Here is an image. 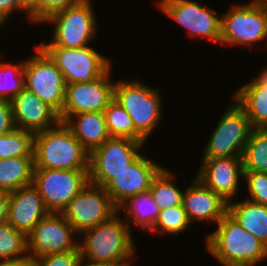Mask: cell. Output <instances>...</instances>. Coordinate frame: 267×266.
<instances>
[{"label":"cell","mask_w":267,"mask_h":266,"mask_svg":"<svg viewBox=\"0 0 267 266\" xmlns=\"http://www.w3.org/2000/svg\"><path fill=\"white\" fill-rule=\"evenodd\" d=\"M122 217L117 211L108 220L79 235L81 262L134 261L137 245L130 226Z\"/></svg>","instance_id":"cell-1"},{"label":"cell","mask_w":267,"mask_h":266,"mask_svg":"<svg viewBox=\"0 0 267 266\" xmlns=\"http://www.w3.org/2000/svg\"><path fill=\"white\" fill-rule=\"evenodd\" d=\"M206 236L204 248L221 266H256L267 259V247L228 213Z\"/></svg>","instance_id":"cell-2"},{"label":"cell","mask_w":267,"mask_h":266,"mask_svg":"<svg viewBox=\"0 0 267 266\" xmlns=\"http://www.w3.org/2000/svg\"><path fill=\"white\" fill-rule=\"evenodd\" d=\"M88 160L89 153L64 122L34 135V168L88 170Z\"/></svg>","instance_id":"cell-3"},{"label":"cell","mask_w":267,"mask_h":266,"mask_svg":"<svg viewBox=\"0 0 267 266\" xmlns=\"http://www.w3.org/2000/svg\"><path fill=\"white\" fill-rule=\"evenodd\" d=\"M163 94L139 79L115 80L114 100L130 115L135 130L146 140L163 119Z\"/></svg>","instance_id":"cell-4"},{"label":"cell","mask_w":267,"mask_h":266,"mask_svg":"<svg viewBox=\"0 0 267 266\" xmlns=\"http://www.w3.org/2000/svg\"><path fill=\"white\" fill-rule=\"evenodd\" d=\"M92 0H83L48 17L43 23L53 25L50 41L38 45L81 48L90 46L97 39L98 23Z\"/></svg>","instance_id":"cell-5"},{"label":"cell","mask_w":267,"mask_h":266,"mask_svg":"<svg viewBox=\"0 0 267 266\" xmlns=\"http://www.w3.org/2000/svg\"><path fill=\"white\" fill-rule=\"evenodd\" d=\"M257 43L267 49V10L263 4L248 1L230 5L221 15L220 45L252 50Z\"/></svg>","instance_id":"cell-6"},{"label":"cell","mask_w":267,"mask_h":266,"mask_svg":"<svg viewBox=\"0 0 267 266\" xmlns=\"http://www.w3.org/2000/svg\"><path fill=\"white\" fill-rule=\"evenodd\" d=\"M227 109L209 134L202 158L242 157L253 127L245 110L230 98Z\"/></svg>","instance_id":"cell-7"},{"label":"cell","mask_w":267,"mask_h":266,"mask_svg":"<svg viewBox=\"0 0 267 266\" xmlns=\"http://www.w3.org/2000/svg\"><path fill=\"white\" fill-rule=\"evenodd\" d=\"M159 8L167 18L185 29L188 37L208 40L220 45L221 15L196 0H159Z\"/></svg>","instance_id":"cell-8"},{"label":"cell","mask_w":267,"mask_h":266,"mask_svg":"<svg viewBox=\"0 0 267 266\" xmlns=\"http://www.w3.org/2000/svg\"><path fill=\"white\" fill-rule=\"evenodd\" d=\"M61 71L65 84L90 83L104 75L111 67V60L94 47L81 48L39 45Z\"/></svg>","instance_id":"cell-9"},{"label":"cell","mask_w":267,"mask_h":266,"mask_svg":"<svg viewBox=\"0 0 267 266\" xmlns=\"http://www.w3.org/2000/svg\"><path fill=\"white\" fill-rule=\"evenodd\" d=\"M33 51L31 57L24 58V86L60 115L65 100L63 75L38 44Z\"/></svg>","instance_id":"cell-10"},{"label":"cell","mask_w":267,"mask_h":266,"mask_svg":"<svg viewBox=\"0 0 267 266\" xmlns=\"http://www.w3.org/2000/svg\"><path fill=\"white\" fill-rule=\"evenodd\" d=\"M145 144L128 138H108L89 153V182L104 187L141 154Z\"/></svg>","instance_id":"cell-11"},{"label":"cell","mask_w":267,"mask_h":266,"mask_svg":"<svg viewBox=\"0 0 267 266\" xmlns=\"http://www.w3.org/2000/svg\"><path fill=\"white\" fill-rule=\"evenodd\" d=\"M88 181V170L34 168L32 184L49 212L62 213Z\"/></svg>","instance_id":"cell-12"},{"label":"cell","mask_w":267,"mask_h":266,"mask_svg":"<svg viewBox=\"0 0 267 266\" xmlns=\"http://www.w3.org/2000/svg\"><path fill=\"white\" fill-rule=\"evenodd\" d=\"M27 248L33 259L51 253L79 251V234L62 213L49 212L27 235Z\"/></svg>","instance_id":"cell-13"},{"label":"cell","mask_w":267,"mask_h":266,"mask_svg":"<svg viewBox=\"0 0 267 266\" xmlns=\"http://www.w3.org/2000/svg\"><path fill=\"white\" fill-rule=\"evenodd\" d=\"M117 209L104 187L88 181L62 214L80 235L83 231L108 220Z\"/></svg>","instance_id":"cell-14"},{"label":"cell","mask_w":267,"mask_h":266,"mask_svg":"<svg viewBox=\"0 0 267 266\" xmlns=\"http://www.w3.org/2000/svg\"><path fill=\"white\" fill-rule=\"evenodd\" d=\"M112 67L101 77L90 83H73L65 86L63 122L69 115L86 112H104L114 100L115 81L111 79Z\"/></svg>","instance_id":"cell-15"},{"label":"cell","mask_w":267,"mask_h":266,"mask_svg":"<svg viewBox=\"0 0 267 266\" xmlns=\"http://www.w3.org/2000/svg\"><path fill=\"white\" fill-rule=\"evenodd\" d=\"M196 176L226 202L236 200L244 180L242 157L202 158Z\"/></svg>","instance_id":"cell-16"},{"label":"cell","mask_w":267,"mask_h":266,"mask_svg":"<svg viewBox=\"0 0 267 266\" xmlns=\"http://www.w3.org/2000/svg\"><path fill=\"white\" fill-rule=\"evenodd\" d=\"M163 167L141 153L126 169L116 174L104 189L118 208L129 197L148 191L153 178Z\"/></svg>","instance_id":"cell-17"},{"label":"cell","mask_w":267,"mask_h":266,"mask_svg":"<svg viewBox=\"0 0 267 266\" xmlns=\"http://www.w3.org/2000/svg\"><path fill=\"white\" fill-rule=\"evenodd\" d=\"M10 102L17 129L35 134L61 122L59 114L51 106L25 87Z\"/></svg>","instance_id":"cell-18"},{"label":"cell","mask_w":267,"mask_h":266,"mask_svg":"<svg viewBox=\"0 0 267 266\" xmlns=\"http://www.w3.org/2000/svg\"><path fill=\"white\" fill-rule=\"evenodd\" d=\"M182 205L191 224L208 222L216 225L228 212V202L194 177L183 194Z\"/></svg>","instance_id":"cell-19"},{"label":"cell","mask_w":267,"mask_h":266,"mask_svg":"<svg viewBox=\"0 0 267 266\" xmlns=\"http://www.w3.org/2000/svg\"><path fill=\"white\" fill-rule=\"evenodd\" d=\"M48 213L38 189L33 184L9 193L7 222L26 236Z\"/></svg>","instance_id":"cell-20"},{"label":"cell","mask_w":267,"mask_h":266,"mask_svg":"<svg viewBox=\"0 0 267 266\" xmlns=\"http://www.w3.org/2000/svg\"><path fill=\"white\" fill-rule=\"evenodd\" d=\"M258 76L232 93L234 100L245 110L253 128L267 127V65Z\"/></svg>","instance_id":"cell-21"},{"label":"cell","mask_w":267,"mask_h":266,"mask_svg":"<svg viewBox=\"0 0 267 266\" xmlns=\"http://www.w3.org/2000/svg\"><path fill=\"white\" fill-rule=\"evenodd\" d=\"M63 122L88 153L100 147L111 137L104 112L73 114L69 115Z\"/></svg>","instance_id":"cell-22"},{"label":"cell","mask_w":267,"mask_h":266,"mask_svg":"<svg viewBox=\"0 0 267 266\" xmlns=\"http://www.w3.org/2000/svg\"><path fill=\"white\" fill-rule=\"evenodd\" d=\"M117 210L121 213L124 211L123 219L128 223L132 232L134 225L136 231L140 229V232L142 230L144 233L146 231L149 233L153 228L160 212L149 190L129 197Z\"/></svg>","instance_id":"cell-23"},{"label":"cell","mask_w":267,"mask_h":266,"mask_svg":"<svg viewBox=\"0 0 267 266\" xmlns=\"http://www.w3.org/2000/svg\"><path fill=\"white\" fill-rule=\"evenodd\" d=\"M238 199L228 203L227 213L267 247V205Z\"/></svg>","instance_id":"cell-24"},{"label":"cell","mask_w":267,"mask_h":266,"mask_svg":"<svg viewBox=\"0 0 267 266\" xmlns=\"http://www.w3.org/2000/svg\"><path fill=\"white\" fill-rule=\"evenodd\" d=\"M33 157L0 159V191L11 193L33 182Z\"/></svg>","instance_id":"cell-25"},{"label":"cell","mask_w":267,"mask_h":266,"mask_svg":"<svg viewBox=\"0 0 267 266\" xmlns=\"http://www.w3.org/2000/svg\"><path fill=\"white\" fill-rule=\"evenodd\" d=\"M171 171L163 167L150 185L149 191L160 210L182 205L185 189L183 190L177 185L175 182L177 174Z\"/></svg>","instance_id":"cell-26"},{"label":"cell","mask_w":267,"mask_h":266,"mask_svg":"<svg viewBox=\"0 0 267 266\" xmlns=\"http://www.w3.org/2000/svg\"><path fill=\"white\" fill-rule=\"evenodd\" d=\"M242 161L243 171L267 172V127L252 129Z\"/></svg>","instance_id":"cell-27"},{"label":"cell","mask_w":267,"mask_h":266,"mask_svg":"<svg viewBox=\"0 0 267 266\" xmlns=\"http://www.w3.org/2000/svg\"><path fill=\"white\" fill-rule=\"evenodd\" d=\"M106 125L111 137L128 138L141 143L147 141L135 130L130 115L115 100L104 110Z\"/></svg>","instance_id":"cell-28"},{"label":"cell","mask_w":267,"mask_h":266,"mask_svg":"<svg viewBox=\"0 0 267 266\" xmlns=\"http://www.w3.org/2000/svg\"><path fill=\"white\" fill-rule=\"evenodd\" d=\"M190 226L192 225L183 205H178L160 210L158 218L149 232L152 234L154 232L160 236L170 234L179 237L180 234L190 230Z\"/></svg>","instance_id":"cell-29"},{"label":"cell","mask_w":267,"mask_h":266,"mask_svg":"<svg viewBox=\"0 0 267 266\" xmlns=\"http://www.w3.org/2000/svg\"><path fill=\"white\" fill-rule=\"evenodd\" d=\"M34 133L17 129L0 136V159L33 157Z\"/></svg>","instance_id":"cell-30"},{"label":"cell","mask_w":267,"mask_h":266,"mask_svg":"<svg viewBox=\"0 0 267 266\" xmlns=\"http://www.w3.org/2000/svg\"><path fill=\"white\" fill-rule=\"evenodd\" d=\"M24 87V59L3 61L0 53V99L11 101Z\"/></svg>","instance_id":"cell-31"},{"label":"cell","mask_w":267,"mask_h":266,"mask_svg":"<svg viewBox=\"0 0 267 266\" xmlns=\"http://www.w3.org/2000/svg\"><path fill=\"white\" fill-rule=\"evenodd\" d=\"M28 255L27 236L8 222L0 223V260Z\"/></svg>","instance_id":"cell-32"},{"label":"cell","mask_w":267,"mask_h":266,"mask_svg":"<svg viewBox=\"0 0 267 266\" xmlns=\"http://www.w3.org/2000/svg\"><path fill=\"white\" fill-rule=\"evenodd\" d=\"M248 200L267 205V172L244 171Z\"/></svg>","instance_id":"cell-33"},{"label":"cell","mask_w":267,"mask_h":266,"mask_svg":"<svg viewBox=\"0 0 267 266\" xmlns=\"http://www.w3.org/2000/svg\"><path fill=\"white\" fill-rule=\"evenodd\" d=\"M83 0H38L37 7L29 14L32 25H42L48 17ZM36 23V24H35Z\"/></svg>","instance_id":"cell-34"},{"label":"cell","mask_w":267,"mask_h":266,"mask_svg":"<svg viewBox=\"0 0 267 266\" xmlns=\"http://www.w3.org/2000/svg\"><path fill=\"white\" fill-rule=\"evenodd\" d=\"M34 266H81L80 251L51 253L34 258Z\"/></svg>","instance_id":"cell-35"},{"label":"cell","mask_w":267,"mask_h":266,"mask_svg":"<svg viewBox=\"0 0 267 266\" xmlns=\"http://www.w3.org/2000/svg\"><path fill=\"white\" fill-rule=\"evenodd\" d=\"M11 102L0 99V136L15 129Z\"/></svg>","instance_id":"cell-36"},{"label":"cell","mask_w":267,"mask_h":266,"mask_svg":"<svg viewBox=\"0 0 267 266\" xmlns=\"http://www.w3.org/2000/svg\"><path fill=\"white\" fill-rule=\"evenodd\" d=\"M15 12V13H14ZM19 12L24 13V17L27 18L28 23L31 24L29 15L20 7L17 0H0V28L2 30L3 26L9 22L13 14Z\"/></svg>","instance_id":"cell-37"},{"label":"cell","mask_w":267,"mask_h":266,"mask_svg":"<svg viewBox=\"0 0 267 266\" xmlns=\"http://www.w3.org/2000/svg\"><path fill=\"white\" fill-rule=\"evenodd\" d=\"M0 266H34V261L28 254L17 259L0 260Z\"/></svg>","instance_id":"cell-38"},{"label":"cell","mask_w":267,"mask_h":266,"mask_svg":"<svg viewBox=\"0 0 267 266\" xmlns=\"http://www.w3.org/2000/svg\"><path fill=\"white\" fill-rule=\"evenodd\" d=\"M9 193L0 191V223L8 220Z\"/></svg>","instance_id":"cell-39"},{"label":"cell","mask_w":267,"mask_h":266,"mask_svg":"<svg viewBox=\"0 0 267 266\" xmlns=\"http://www.w3.org/2000/svg\"><path fill=\"white\" fill-rule=\"evenodd\" d=\"M134 261H116L113 263L81 262V266H132Z\"/></svg>","instance_id":"cell-40"},{"label":"cell","mask_w":267,"mask_h":266,"mask_svg":"<svg viewBox=\"0 0 267 266\" xmlns=\"http://www.w3.org/2000/svg\"><path fill=\"white\" fill-rule=\"evenodd\" d=\"M20 7L29 15L36 7L38 0H17Z\"/></svg>","instance_id":"cell-41"},{"label":"cell","mask_w":267,"mask_h":266,"mask_svg":"<svg viewBox=\"0 0 267 266\" xmlns=\"http://www.w3.org/2000/svg\"><path fill=\"white\" fill-rule=\"evenodd\" d=\"M264 0H250V2L262 3Z\"/></svg>","instance_id":"cell-42"},{"label":"cell","mask_w":267,"mask_h":266,"mask_svg":"<svg viewBox=\"0 0 267 266\" xmlns=\"http://www.w3.org/2000/svg\"><path fill=\"white\" fill-rule=\"evenodd\" d=\"M262 4H263V6L265 7V9L267 10V0H264V1L262 2Z\"/></svg>","instance_id":"cell-43"}]
</instances>
